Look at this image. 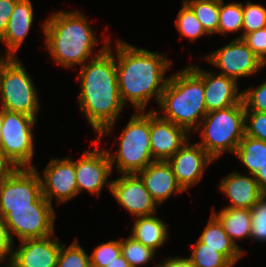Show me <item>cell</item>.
<instances>
[{
    "label": "cell",
    "instance_id": "1",
    "mask_svg": "<svg viewBox=\"0 0 266 267\" xmlns=\"http://www.w3.org/2000/svg\"><path fill=\"white\" fill-rule=\"evenodd\" d=\"M112 45L110 39L108 47L100 55L87 61L77 71L80 83L77 102L81 114L96 132L98 141L112 132L125 107L119 94Z\"/></svg>",
    "mask_w": 266,
    "mask_h": 267
},
{
    "label": "cell",
    "instance_id": "2",
    "mask_svg": "<svg viewBox=\"0 0 266 267\" xmlns=\"http://www.w3.org/2000/svg\"><path fill=\"white\" fill-rule=\"evenodd\" d=\"M116 70L118 89L124 105L129 103L134 111H146L150 99L158 104L173 64L165 54L152 52L116 39Z\"/></svg>",
    "mask_w": 266,
    "mask_h": 267
},
{
    "label": "cell",
    "instance_id": "3",
    "mask_svg": "<svg viewBox=\"0 0 266 267\" xmlns=\"http://www.w3.org/2000/svg\"><path fill=\"white\" fill-rule=\"evenodd\" d=\"M90 20L80 11L52 12L42 22L45 49L49 52L55 64L70 69L80 67L87 61L100 55L109 44L111 38L107 35L105 43L97 53L94 52L99 41L96 31L90 25ZM94 53V54H93Z\"/></svg>",
    "mask_w": 266,
    "mask_h": 267
},
{
    "label": "cell",
    "instance_id": "4",
    "mask_svg": "<svg viewBox=\"0 0 266 267\" xmlns=\"http://www.w3.org/2000/svg\"><path fill=\"white\" fill-rule=\"evenodd\" d=\"M160 117L184 127L190 134L199 127L208 113L203 79L189 66L169 76L158 103Z\"/></svg>",
    "mask_w": 266,
    "mask_h": 267
},
{
    "label": "cell",
    "instance_id": "5",
    "mask_svg": "<svg viewBox=\"0 0 266 267\" xmlns=\"http://www.w3.org/2000/svg\"><path fill=\"white\" fill-rule=\"evenodd\" d=\"M201 133L197 142L214 160L236 148L245 135V105L243 100L231 107L208 112L194 133Z\"/></svg>",
    "mask_w": 266,
    "mask_h": 267
},
{
    "label": "cell",
    "instance_id": "6",
    "mask_svg": "<svg viewBox=\"0 0 266 267\" xmlns=\"http://www.w3.org/2000/svg\"><path fill=\"white\" fill-rule=\"evenodd\" d=\"M121 132L118 150L106 149L112 171L116 165L120 175L137 174L154 161L150 146V110L135 111Z\"/></svg>",
    "mask_w": 266,
    "mask_h": 267
},
{
    "label": "cell",
    "instance_id": "7",
    "mask_svg": "<svg viewBox=\"0 0 266 267\" xmlns=\"http://www.w3.org/2000/svg\"><path fill=\"white\" fill-rule=\"evenodd\" d=\"M19 57H0V108L37 119L38 89Z\"/></svg>",
    "mask_w": 266,
    "mask_h": 267
},
{
    "label": "cell",
    "instance_id": "8",
    "mask_svg": "<svg viewBox=\"0 0 266 267\" xmlns=\"http://www.w3.org/2000/svg\"><path fill=\"white\" fill-rule=\"evenodd\" d=\"M37 119L1 109L0 148L17 168H35L33 129Z\"/></svg>",
    "mask_w": 266,
    "mask_h": 267
},
{
    "label": "cell",
    "instance_id": "9",
    "mask_svg": "<svg viewBox=\"0 0 266 267\" xmlns=\"http://www.w3.org/2000/svg\"><path fill=\"white\" fill-rule=\"evenodd\" d=\"M56 212L53 204L42 196L32 208L10 209L4 218L12 240L44 238L54 234Z\"/></svg>",
    "mask_w": 266,
    "mask_h": 267
},
{
    "label": "cell",
    "instance_id": "10",
    "mask_svg": "<svg viewBox=\"0 0 266 267\" xmlns=\"http://www.w3.org/2000/svg\"><path fill=\"white\" fill-rule=\"evenodd\" d=\"M42 196L37 168H17L0 181V216L5 218L10 209L32 208Z\"/></svg>",
    "mask_w": 266,
    "mask_h": 267
},
{
    "label": "cell",
    "instance_id": "11",
    "mask_svg": "<svg viewBox=\"0 0 266 267\" xmlns=\"http://www.w3.org/2000/svg\"><path fill=\"white\" fill-rule=\"evenodd\" d=\"M205 61L219 68L218 74L235 79L257 74L266 65L242 39H233L221 48L204 56Z\"/></svg>",
    "mask_w": 266,
    "mask_h": 267
},
{
    "label": "cell",
    "instance_id": "12",
    "mask_svg": "<svg viewBox=\"0 0 266 267\" xmlns=\"http://www.w3.org/2000/svg\"><path fill=\"white\" fill-rule=\"evenodd\" d=\"M92 143H95L93 150H84L81 157L75 160L76 183L78 195L87 191L99 197L104 186L111 192L112 180L109 176L113 171L106 149L100 148L102 141L96 139Z\"/></svg>",
    "mask_w": 266,
    "mask_h": 267
},
{
    "label": "cell",
    "instance_id": "13",
    "mask_svg": "<svg viewBox=\"0 0 266 267\" xmlns=\"http://www.w3.org/2000/svg\"><path fill=\"white\" fill-rule=\"evenodd\" d=\"M38 173L41 179L42 195L50 204L53 198L56 199L57 204H64L78 195L75 160L71 157L53 158L44 168L43 174L39 171Z\"/></svg>",
    "mask_w": 266,
    "mask_h": 267
},
{
    "label": "cell",
    "instance_id": "14",
    "mask_svg": "<svg viewBox=\"0 0 266 267\" xmlns=\"http://www.w3.org/2000/svg\"><path fill=\"white\" fill-rule=\"evenodd\" d=\"M111 194L134 218L157 213V202L137 174H121L120 177L113 179Z\"/></svg>",
    "mask_w": 266,
    "mask_h": 267
},
{
    "label": "cell",
    "instance_id": "15",
    "mask_svg": "<svg viewBox=\"0 0 266 267\" xmlns=\"http://www.w3.org/2000/svg\"><path fill=\"white\" fill-rule=\"evenodd\" d=\"M189 143L190 140L167 160L184 191L197 185L206 168L215 161L198 143Z\"/></svg>",
    "mask_w": 266,
    "mask_h": 267
},
{
    "label": "cell",
    "instance_id": "16",
    "mask_svg": "<svg viewBox=\"0 0 266 267\" xmlns=\"http://www.w3.org/2000/svg\"><path fill=\"white\" fill-rule=\"evenodd\" d=\"M160 113L150 109V146L154 161H167L189 141L191 134L184 127L161 118Z\"/></svg>",
    "mask_w": 266,
    "mask_h": 267
},
{
    "label": "cell",
    "instance_id": "17",
    "mask_svg": "<svg viewBox=\"0 0 266 267\" xmlns=\"http://www.w3.org/2000/svg\"><path fill=\"white\" fill-rule=\"evenodd\" d=\"M202 79L207 112L225 109L237 105L242 101L243 91L239 90V83L217 71H207L201 66L189 65Z\"/></svg>",
    "mask_w": 266,
    "mask_h": 267
},
{
    "label": "cell",
    "instance_id": "18",
    "mask_svg": "<svg viewBox=\"0 0 266 267\" xmlns=\"http://www.w3.org/2000/svg\"><path fill=\"white\" fill-rule=\"evenodd\" d=\"M61 245L54 234L21 240L13 247L11 264L14 267H56Z\"/></svg>",
    "mask_w": 266,
    "mask_h": 267
},
{
    "label": "cell",
    "instance_id": "19",
    "mask_svg": "<svg viewBox=\"0 0 266 267\" xmlns=\"http://www.w3.org/2000/svg\"><path fill=\"white\" fill-rule=\"evenodd\" d=\"M218 189L230 199L228 208L252 209L264 195L253 175L233 171L219 182Z\"/></svg>",
    "mask_w": 266,
    "mask_h": 267
},
{
    "label": "cell",
    "instance_id": "20",
    "mask_svg": "<svg viewBox=\"0 0 266 267\" xmlns=\"http://www.w3.org/2000/svg\"><path fill=\"white\" fill-rule=\"evenodd\" d=\"M137 175L159 206L174 194L185 192L167 161H153Z\"/></svg>",
    "mask_w": 266,
    "mask_h": 267
},
{
    "label": "cell",
    "instance_id": "21",
    "mask_svg": "<svg viewBox=\"0 0 266 267\" xmlns=\"http://www.w3.org/2000/svg\"><path fill=\"white\" fill-rule=\"evenodd\" d=\"M34 22V10L31 0H19L8 22L0 43L6 45L4 57H17L18 49L30 33Z\"/></svg>",
    "mask_w": 266,
    "mask_h": 267
},
{
    "label": "cell",
    "instance_id": "22",
    "mask_svg": "<svg viewBox=\"0 0 266 267\" xmlns=\"http://www.w3.org/2000/svg\"><path fill=\"white\" fill-rule=\"evenodd\" d=\"M157 216L153 214L135 217L130 234L135 240L156 252L167 243L169 237L166 222Z\"/></svg>",
    "mask_w": 266,
    "mask_h": 267
},
{
    "label": "cell",
    "instance_id": "23",
    "mask_svg": "<svg viewBox=\"0 0 266 267\" xmlns=\"http://www.w3.org/2000/svg\"><path fill=\"white\" fill-rule=\"evenodd\" d=\"M221 223L231 241L245 254V250L236 240L249 238L252 229L251 210L243 208L224 207L219 212L212 208L211 212Z\"/></svg>",
    "mask_w": 266,
    "mask_h": 267
},
{
    "label": "cell",
    "instance_id": "24",
    "mask_svg": "<svg viewBox=\"0 0 266 267\" xmlns=\"http://www.w3.org/2000/svg\"><path fill=\"white\" fill-rule=\"evenodd\" d=\"M208 220L198 239L205 243L206 247L222 253L235 266L244 253L231 241L219 220L212 213Z\"/></svg>",
    "mask_w": 266,
    "mask_h": 267
},
{
    "label": "cell",
    "instance_id": "25",
    "mask_svg": "<svg viewBox=\"0 0 266 267\" xmlns=\"http://www.w3.org/2000/svg\"><path fill=\"white\" fill-rule=\"evenodd\" d=\"M234 156L246 167L250 175L266 165V142L244 135Z\"/></svg>",
    "mask_w": 266,
    "mask_h": 267
},
{
    "label": "cell",
    "instance_id": "26",
    "mask_svg": "<svg viewBox=\"0 0 266 267\" xmlns=\"http://www.w3.org/2000/svg\"><path fill=\"white\" fill-rule=\"evenodd\" d=\"M209 35L216 34L219 24L220 0H183Z\"/></svg>",
    "mask_w": 266,
    "mask_h": 267
},
{
    "label": "cell",
    "instance_id": "27",
    "mask_svg": "<svg viewBox=\"0 0 266 267\" xmlns=\"http://www.w3.org/2000/svg\"><path fill=\"white\" fill-rule=\"evenodd\" d=\"M242 32L236 39L243 37V10L241 2L225 3L220 0L219 24L216 34L228 36L229 33Z\"/></svg>",
    "mask_w": 266,
    "mask_h": 267
},
{
    "label": "cell",
    "instance_id": "28",
    "mask_svg": "<svg viewBox=\"0 0 266 267\" xmlns=\"http://www.w3.org/2000/svg\"><path fill=\"white\" fill-rule=\"evenodd\" d=\"M190 256L183 257L195 267H234V265L220 252L206 247L199 239L191 244Z\"/></svg>",
    "mask_w": 266,
    "mask_h": 267
},
{
    "label": "cell",
    "instance_id": "29",
    "mask_svg": "<svg viewBox=\"0 0 266 267\" xmlns=\"http://www.w3.org/2000/svg\"><path fill=\"white\" fill-rule=\"evenodd\" d=\"M121 253L130 267H143L150 264L157 252L135 240L132 236L120 239ZM150 262V263H149Z\"/></svg>",
    "mask_w": 266,
    "mask_h": 267
},
{
    "label": "cell",
    "instance_id": "30",
    "mask_svg": "<svg viewBox=\"0 0 266 267\" xmlns=\"http://www.w3.org/2000/svg\"><path fill=\"white\" fill-rule=\"evenodd\" d=\"M175 24L180 36L191 42L205 36V34L209 36L193 11L184 2L178 11Z\"/></svg>",
    "mask_w": 266,
    "mask_h": 267
},
{
    "label": "cell",
    "instance_id": "31",
    "mask_svg": "<svg viewBox=\"0 0 266 267\" xmlns=\"http://www.w3.org/2000/svg\"><path fill=\"white\" fill-rule=\"evenodd\" d=\"M90 258L75 238L69 246L61 245L56 267H88Z\"/></svg>",
    "mask_w": 266,
    "mask_h": 267
},
{
    "label": "cell",
    "instance_id": "32",
    "mask_svg": "<svg viewBox=\"0 0 266 267\" xmlns=\"http://www.w3.org/2000/svg\"><path fill=\"white\" fill-rule=\"evenodd\" d=\"M243 10V36L266 27V7L264 5L247 1L242 3Z\"/></svg>",
    "mask_w": 266,
    "mask_h": 267
},
{
    "label": "cell",
    "instance_id": "33",
    "mask_svg": "<svg viewBox=\"0 0 266 267\" xmlns=\"http://www.w3.org/2000/svg\"><path fill=\"white\" fill-rule=\"evenodd\" d=\"M121 254L119 240H111L97 245L89 255L90 264L96 267H105Z\"/></svg>",
    "mask_w": 266,
    "mask_h": 267
},
{
    "label": "cell",
    "instance_id": "34",
    "mask_svg": "<svg viewBox=\"0 0 266 267\" xmlns=\"http://www.w3.org/2000/svg\"><path fill=\"white\" fill-rule=\"evenodd\" d=\"M252 229L250 239L266 242V195H263L251 209Z\"/></svg>",
    "mask_w": 266,
    "mask_h": 267
},
{
    "label": "cell",
    "instance_id": "35",
    "mask_svg": "<svg viewBox=\"0 0 266 267\" xmlns=\"http://www.w3.org/2000/svg\"><path fill=\"white\" fill-rule=\"evenodd\" d=\"M242 94V100L245 105V111L266 112V81L257 87L245 88Z\"/></svg>",
    "mask_w": 266,
    "mask_h": 267
},
{
    "label": "cell",
    "instance_id": "36",
    "mask_svg": "<svg viewBox=\"0 0 266 267\" xmlns=\"http://www.w3.org/2000/svg\"><path fill=\"white\" fill-rule=\"evenodd\" d=\"M245 135L266 142V112L245 111Z\"/></svg>",
    "mask_w": 266,
    "mask_h": 267
},
{
    "label": "cell",
    "instance_id": "37",
    "mask_svg": "<svg viewBox=\"0 0 266 267\" xmlns=\"http://www.w3.org/2000/svg\"><path fill=\"white\" fill-rule=\"evenodd\" d=\"M241 39L266 65V27L246 33Z\"/></svg>",
    "mask_w": 266,
    "mask_h": 267
},
{
    "label": "cell",
    "instance_id": "38",
    "mask_svg": "<svg viewBox=\"0 0 266 267\" xmlns=\"http://www.w3.org/2000/svg\"><path fill=\"white\" fill-rule=\"evenodd\" d=\"M14 242L9 233L5 219L0 216V263L12 262Z\"/></svg>",
    "mask_w": 266,
    "mask_h": 267
},
{
    "label": "cell",
    "instance_id": "39",
    "mask_svg": "<svg viewBox=\"0 0 266 267\" xmlns=\"http://www.w3.org/2000/svg\"><path fill=\"white\" fill-rule=\"evenodd\" d=\"M19 0H0V39L4 36L10 16Z\"/></svg>",
    "mask_w": 266,
    "mask_h": 267
},
{
    "label": "cell",
    "instance_id": "40",
    "mask_svg": "<svg viewBox=\"0 0 266 267\" xmlns=\"http://www.w3.org/2000/svg\"><path fill=\"white\" fill-rule=\"evenodd\" d=\"M17 167L6 156L5 152L0 148V181L11 175Z\"/></svg>",
    "mask_w": 266,
    "mask_h": 267
},
{
    "label": "cell",
    "instance_id": "41",
    "mask_svg": "<svg viewBox=\"0 0 266 267\" xmlns=\"http://www.w3.org/2000/svg\"><path fill=\"white\" fill-rule=\"evenodd\" d=\"M154 267H195L183 257L175 255V257H165L162 262H159Z\"/></svg>",
    "mask_w": 266,
    "mask_h": 267
},
{
    "label": "cell",
    "instance_id": "42",
    "mask_svg": "<svg viewBox=\"0 0 266 267\" xmlns=\"http://www.w3.org/2000/svg\"><path fill=\"white\" fill-rule=\"evenodd\" d=\"M259 187L264 195H266V165L258 169V172L254 175Z\"/></svg>",
    "mask_w": 266,
    "mask_h": 267
},
{
    "label": "cell",
    "instance_id": "43",
    "mask_svg": "<svg viewBox=\"0 0 266 267\" xmlns=\"http://www.w3.org/2000/svg\"><path fill=\"white\" fill-rule=\"evenodd\" d=\"M105 267H130L122 253Z\"/></svg>",
    "mask_w": 266,
    "mask_h": 267
},
{
    "label": "cell",
    "instance_id": "44",
    "mask_svg": "<svg viewBox=\"0 0 266 267\" xmlns=\"http://www.w3.org/2000/svg\"><path fill=\"white\" fill-rule=\"evenodd\" d=\"M3 265H4V266L1 265L0 267H14L11 263H10V264H6V265L3 264Z\"/></svg>",
    "mask_w": 266,
    "mask_h": 267
},
{
    "label": "cell",
    "instance_id": "45",
    "mask_svg": "<svg viewBox=\"0 0 266 267\" xmlns=\"http://www.w3.org/2000/svg\"><path fill=\"white\" fill-rule=\"evenodd\" d=\"M0 139H1V108H0Z\"/></svg>",
    "mask_w": 266,
    "mask_h": 267
}]
</instances>
